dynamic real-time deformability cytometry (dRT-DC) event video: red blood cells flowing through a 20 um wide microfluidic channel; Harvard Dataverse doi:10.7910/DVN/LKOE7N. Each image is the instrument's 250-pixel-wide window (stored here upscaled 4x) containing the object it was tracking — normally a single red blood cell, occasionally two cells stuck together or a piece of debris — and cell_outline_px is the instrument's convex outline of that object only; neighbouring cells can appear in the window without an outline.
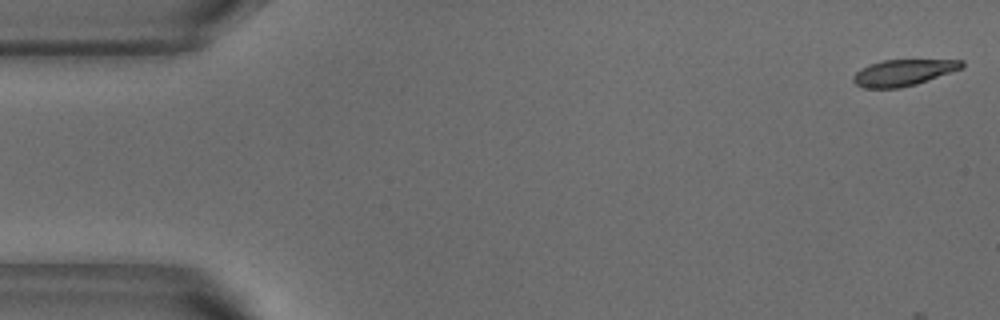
{"species": "common noctule bat (a hibernating species)", "species_latin": "Nyctalus noctula", "temperature_condition": "warm", "stored_images_in_passage": 16, "camera_frame_rate_fps": 3000, "um_per_image_px": 0.085, "animal": {"sex": "male", "body_mass_g": 18.8}, "frame": {"image": 1, "passage_image": 1, "time_ms": 0.0, "image_size_px": [1000, 320], "cell_outline_px": [[964, 68], [916, 84], [900, 88], [864, 88], [856, 84], [852, 80], [852, 76], [860, 68], [868, 64], [884, 60], [964, 60]], "centroid_in_image_um": [76.77, 6.17], "position_along_channel_um": 8.2, "area_um2": 16.7}}
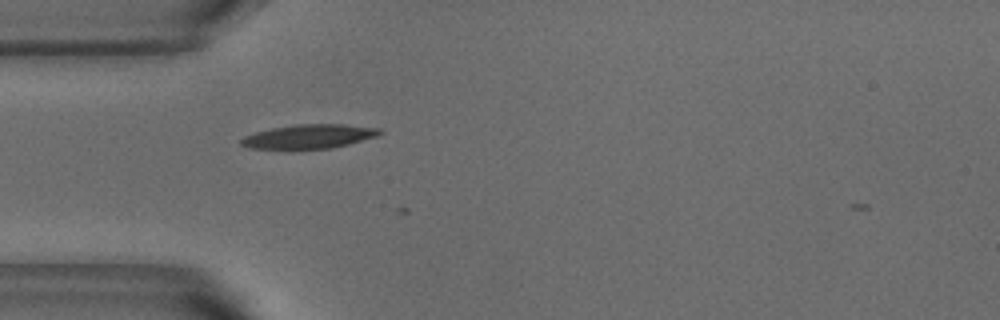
{"frame": {"image": 2, "passage_image": 15, "time_ms": 4.667, "image_size_px": [1000, 320], "cell_outline_px": [[384, 132], [376, 136], [348, 144], [332, 148], [292, 152], [248, 148], [240, 144], [240, 140], [244, 136], [256, 132], [272, 128], [296, 124], [344, 124], [380, 128]], "centroid_in_image_um": [26.19, 11.65], "position_along_channel_um": 58.8, "area_um2": 20.4}}